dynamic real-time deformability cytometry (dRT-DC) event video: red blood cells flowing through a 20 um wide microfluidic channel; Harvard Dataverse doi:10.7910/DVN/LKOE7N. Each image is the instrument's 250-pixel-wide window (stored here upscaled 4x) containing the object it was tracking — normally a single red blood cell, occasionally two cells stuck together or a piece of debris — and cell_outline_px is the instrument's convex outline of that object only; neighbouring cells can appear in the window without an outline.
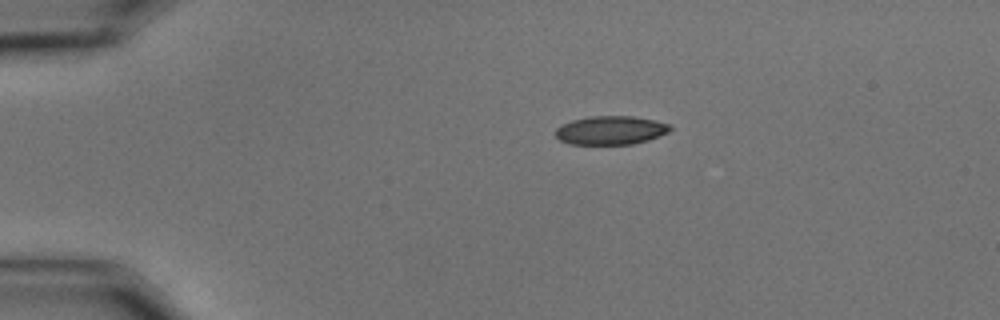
{"species": "common noctule bat (a hibernating species)", "species_latin": "Nyctalus noctula", "temperature_condition": "cold", "stored_images_in_passage": 47, "camera_frame_rate_fps": 3000, "um_per_image_px": 0.085, "animal": {"sex": "male", "body_mass_g": 15.6}, "frame": {"image": 1, "passage_image": 1, "time_ms": 0.0, "image_size_px": [1000, 320], "cell_outline_px": [[672, 128], [668, 132], [660, 136], [648, 140], [632, 144], [568, 144], [560, 140], [556, 136], [556, 128], [572, 120], [588, 116], [632, 116], [656, 120], [672, 124]], "centroid_in_image_um": [51.95, 11.07], "position_along_channel_um": 33.1, "area_um2": 19.25}}
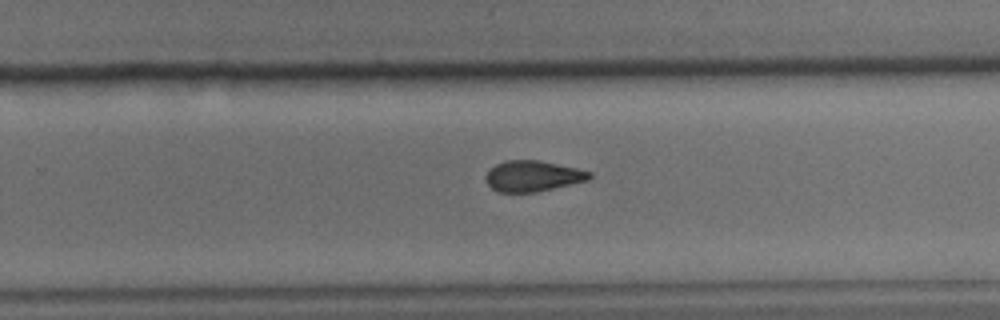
{"frame": {"image": 2, "passage_image": 27, "time_ms": 8.667, "image_size_px": [1000, 320], "cell_outline_px": [[592, 176], [588, 180], [536, 192], [496, 192], [484, 180], [484, 176], [496, 164], [504, 160], [540, 160], [576, 168], [592, 172]], "centroid_in_image_um": [45.26, 14.96], "position_along_channel_um": 284.5, "area_um2": 18.61}}
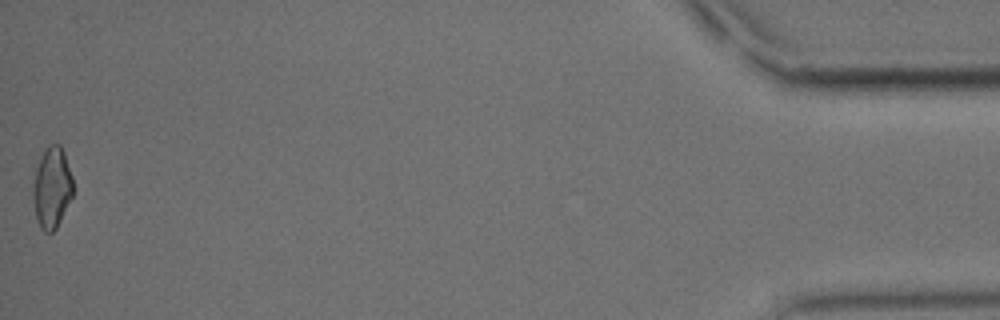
{"frame": {"image": 3, "passage_image": 47, "time_ms": 15.333, "image_size_px": [1000, 320], "cell_outline_px": [[72, 196], [56, 228], [52, 232], [44, 232], [40, 228], [36, 216], [32, 192], [32, 184], [36, 168], [40, 156], [44, 148], [48, 144], [60, 144], [64, 152], [72, 176]], "centroid_in_image_um": [4.39, 15.91], "position_along_channel_um": 430.8, "area_um2": 18.9}, "authors_computed_cell_mechanics": {"area_um2": 19.2474, "velocity_mm_per_s": 3.4949, "shape_relaxation_time_tau1_ms": 11.0228, "shape_relaxation_time_tau2_ms": 3.5522, "deformation_change_tau1": 0.1792, "deformation_change_tau2": 0.0899}}